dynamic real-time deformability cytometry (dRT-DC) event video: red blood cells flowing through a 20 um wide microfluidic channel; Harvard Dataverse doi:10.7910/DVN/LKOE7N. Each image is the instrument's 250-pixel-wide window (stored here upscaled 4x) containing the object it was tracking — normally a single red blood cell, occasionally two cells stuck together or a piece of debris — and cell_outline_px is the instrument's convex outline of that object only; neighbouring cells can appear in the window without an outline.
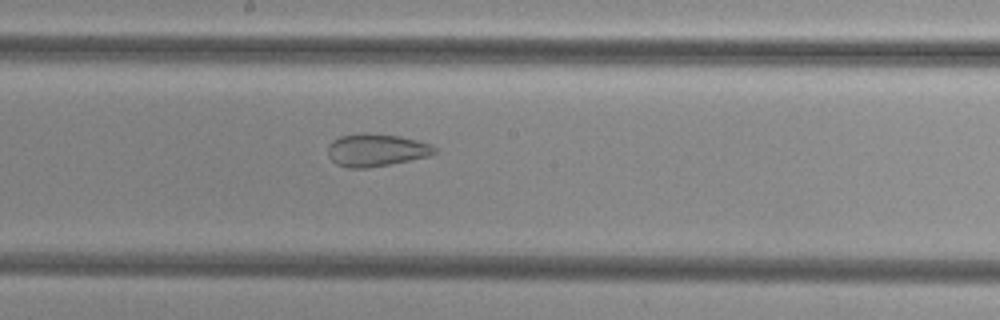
{"species": "common noctule bat (a hibernating species)", "species_latin": "Nyctalus noctula", "temperature_condition": "cold", "stored_images_in_passage": 51, "camera_frame_rate_fps": 3000, "um_per_image_px": 0.085, "animal": {"sex": "female", "body_mass_g": 29.2, "forearm_length_mm": 56.3}, "frame": {"image": 1, "passage_image": 28, "time_ms": 9.0, "image_size_px": [1000, 320], "cell_outline_px": [[436, 152], [428, 156], [368, 168], [348, 168], [336, 164], [328, 156], [328, 144], [332, 140], [340, 136], [364, 132], [368, 132], [400, 136], [432, 144], [436, 148]], "centroid_in_image_um": [31.94, 12.74], "position_along_channel_um": 216.3, "area_um2": 20.35}}
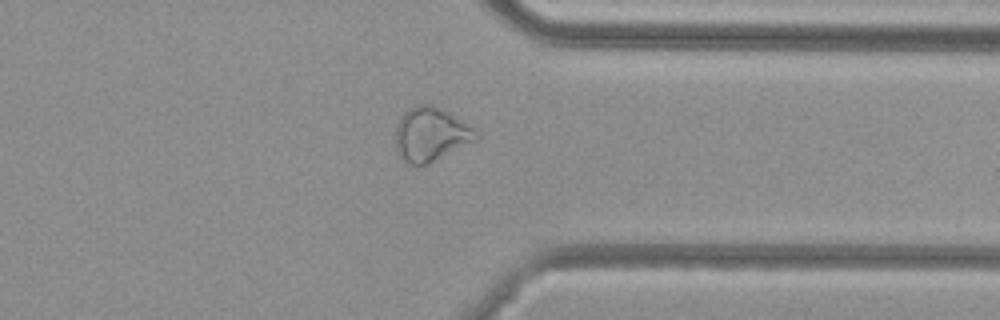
{"frame": {"image": 2, "passage_image": 40, "time_ms": 13.0, "image_size_px": [1000, 320], "cell_outline_px": [[480, 136], [476, 140], [428, 164], [408, 164], [396, 152], [396, 124], [400, 116], [408, 108], [420, 104], [432, 104], [448, 112], [480, 132]], "centroid_in_image_um": [36.61, 11.41], "position_along_channel_um": 374.8, "area_um2": 25.26}}
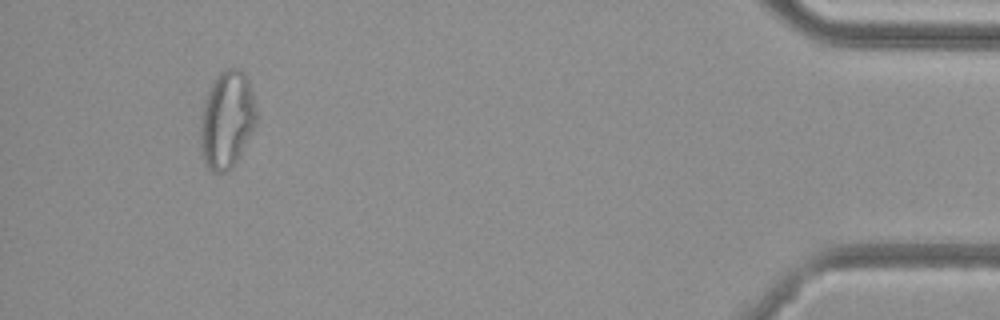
{"frame": {"image": 3, "passage_image": 48, "time_ms": 15.667, "image_size_px": [1000, 320], "cell_outline_px": [[256, 124], [232, 168], [228, 172], [212, 172], [204, 164], [200, 152], [200, 116], [204, 100], [208, 88], [216, 76], [224, 68], [240, 68], [248, 76], [256, 108]], "centroid_in_image_um": [19.25, 10.16], "position_along_channel_um": 415.9, "area_um2": 32.31}}